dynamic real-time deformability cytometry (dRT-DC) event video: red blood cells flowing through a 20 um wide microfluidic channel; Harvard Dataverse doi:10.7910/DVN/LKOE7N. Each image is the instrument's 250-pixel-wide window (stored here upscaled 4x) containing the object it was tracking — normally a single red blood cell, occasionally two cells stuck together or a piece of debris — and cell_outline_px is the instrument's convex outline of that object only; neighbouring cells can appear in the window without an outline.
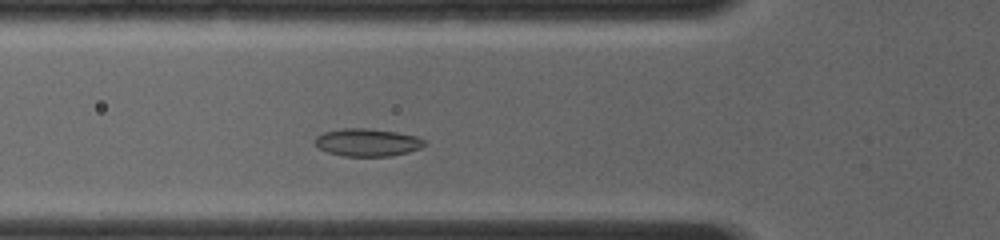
{"species": "common noctule bat (a hibernating species)", "species_latin": "Nyctalus noctula", "temperature_condition": "room temperature", "stored_images_in_passage": 31, "camera_frame_rate_fps": 4000, "um_per_image_px": 0.085, "animal": {"sex": "female", "body_mass_g": 19.0, "forearm_length_mm": 56.7}, "frame": {"image": 1, "passage_image": 7, "time_ms": 2.0, "image_size_px": [1000, 240], "cell_outline_px": [[428, 144], [420, 148], [408, 152], [388, 156], [344, 156], [328, 152], [312, 144], [312, 140], [316, 136], [324, 132], [344, 128], [364, 128], [396, 132], [416, 136], [424, 140]], "centroid_in_image_um": [31.19, 12.1], "position_along_channel_um": 94.6, "area_um2": 17.69}}
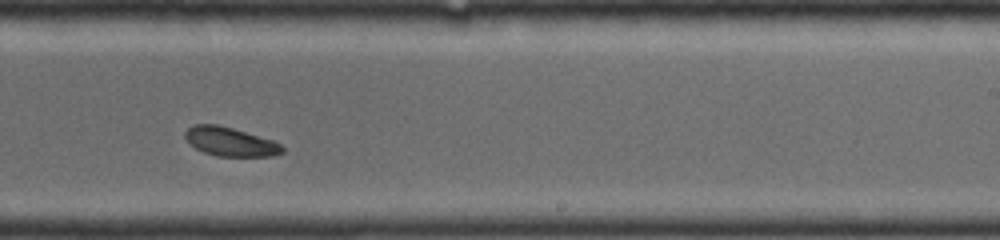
{"frame": {"image": 2, "passage_image": 19, "time_ms": 6.0, "image_size_px": [1000, 240], "cell_outline_px": [[284, 152], [272, 156], [216, 156], [204, 152], [196, 148], [184, 136], [184, 132], [188, 128], [196, 124], [216, 124], [232, 128], [276, 140], [284, 148]], "centroid_in_image_um": [19.61, 12.04], "position_along_channel_um": 269.4, "area_um2": 16.36}}
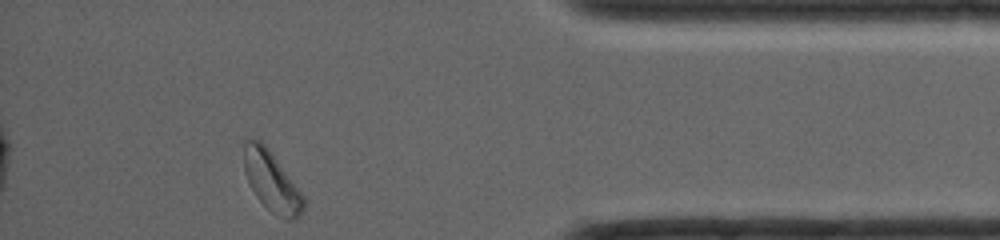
{"frame": {"image": 3, "passage_image": 31, "time_ms": 9.75, "image_size_px": [1000, 240], "cell_outline_px": [[304, 208], [300, 216], [296, 220], [284, 220], [272, 212], [256, 196], [244, 172], [244, 144], [248, 140], [260, 140], [268, 148], [304, 196]], "centroid_in_image_um": [23.11, 15.46], "position_along_channel_um": 412.1, "area_um2": 20.46}}